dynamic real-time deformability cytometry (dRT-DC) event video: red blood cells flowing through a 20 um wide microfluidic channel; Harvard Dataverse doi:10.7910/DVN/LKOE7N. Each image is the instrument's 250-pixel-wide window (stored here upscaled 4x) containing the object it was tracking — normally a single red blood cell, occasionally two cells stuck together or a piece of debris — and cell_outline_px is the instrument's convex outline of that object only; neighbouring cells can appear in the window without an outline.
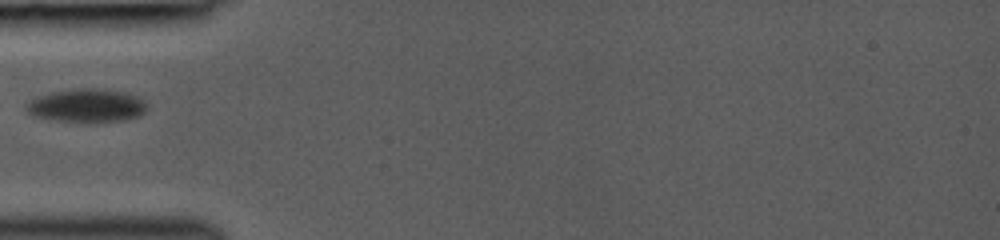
{"species": "common noctule bat (a hibernating species)", "species_latin": "Nyctalus noctula", "temperature_condition": "room temperature", "stored_images_in_passage": 19, "camera_frame_rate_fps": 3000, "um_per_image_px": 0.085, "animal": {"sex": "female", "body_mass_g": 19.0, "forearm_length_mm": 53.3}, "frame": {"image": 1, "passage_image": 1, "time_ms": 0.0, "image_size_px": [1000, 240], "cell_outline_px": [[148, 108], [140, 116], [124, 120], [56, 120], [36, 116], [28, 112], [28, 104], [32, 100], [40, 96], [52, 92], [80, 88], [96, 88], [124, 92], [136, 96], [144, 100], [148, 104]], "centroid_in_image_um": [7.46, 8.94], "position_along_channel_um": 77.5, "area_um2": 22.6}}
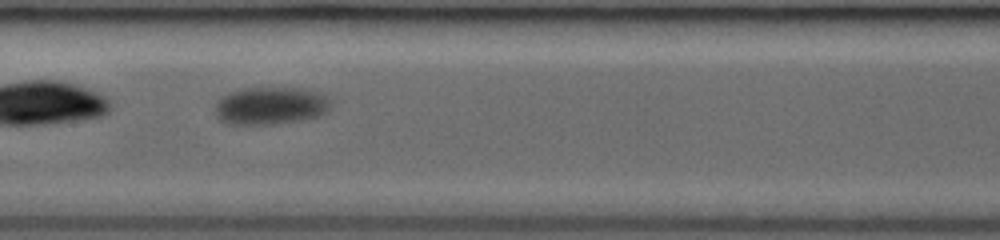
{"frame": {"image": 2, "passage_image": 4, "time_ms": 2.667, "image_size_px": [1000, 240], "cell_outline_px": [[328, 112], [320, 116], [280, 124], [228, 124], [220, 120], [216, 116], [216, 100], [220, 96], [244, 88], [296, 88], [324, 92], [328, 96]], "centroid_in_image_um": [23.0, 8.99], "position_along_channel_um": 184.4, "area_um2": 25.55}}
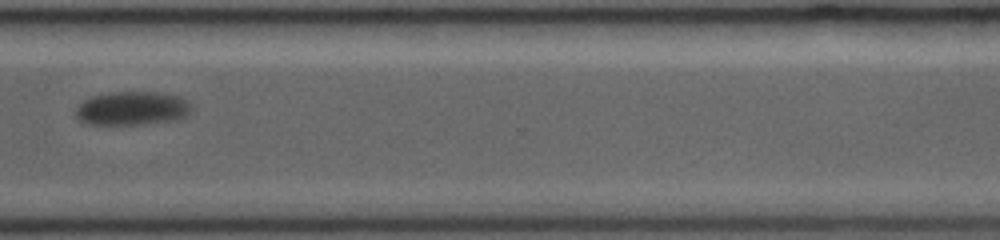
{"frame": {"image": 3, "passage_image": 14, "time_ms": 7.0, "image_size_px": [1000, 240], "cell_outline_px": [[192, 108], [188, 116], [176, 120], [144, 124], [84, 124], [76, 116], [76, 108], [84, 100], [92, 96], [108, 92], [156, 92], [184, 96], [192, 104]], "centroid_in_image_um": [11.29, 9.2], "position_along_channel_um": 359.3, "area_um2": 23.12}}